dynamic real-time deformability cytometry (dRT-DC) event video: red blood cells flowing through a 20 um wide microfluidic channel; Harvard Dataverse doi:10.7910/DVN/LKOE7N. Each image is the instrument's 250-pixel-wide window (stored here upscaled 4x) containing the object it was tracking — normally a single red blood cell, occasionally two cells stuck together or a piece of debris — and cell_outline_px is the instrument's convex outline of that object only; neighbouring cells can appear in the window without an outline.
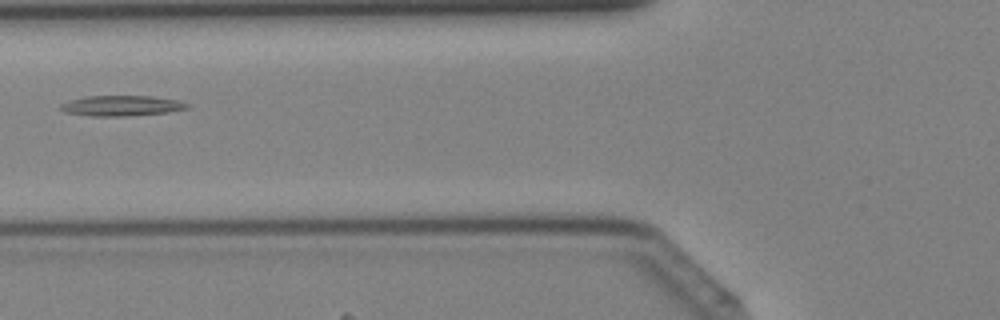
{"species": "Egyptian fruit bat (a non-hibernating species)", "species_latin": "Rousettus aegyptiacus", "temperature_condition": "cold", "stored_images_in_passage": 40, "camera_frame_rate_fps": 3000, "um_per_image_px": 0.085, "animal": {"sex": "female"}, "frame": {"image": 1, "passage_image": 15, "time_ms": 4.667, "image_size_px": [1000, 320], "cell_outline_px": [[192, 104], [188, 108], [168, 112], [124, 116], [88, 116], [64, 112], [60, 108], [60, 104], [68, 100], [88, 96], [152, 96], [180, 100]], "centroid_in_image_um": [10.35, 8.98], "position_along_channel_um": 115.5, "area_um2": 15.2}}
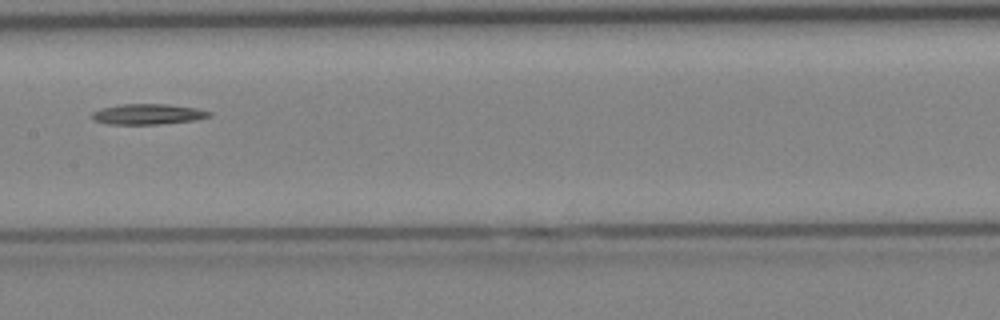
{"frame": {"image": 2, "passage_image": 20, "time_ms": 6.333, "image_size_px": [1000, 320], "cell_outline_px": [[212, 116], [196, 120], [160, 124], [108, 124], [92, 120], [92, 112], [100, 108], [120, 104], [168, 104], [196, 108], [212, 112]], "centroid_in_image_um": [12.57, 9.7], "position_along_channel_um": 194.8, "area_um2": 14.16}}
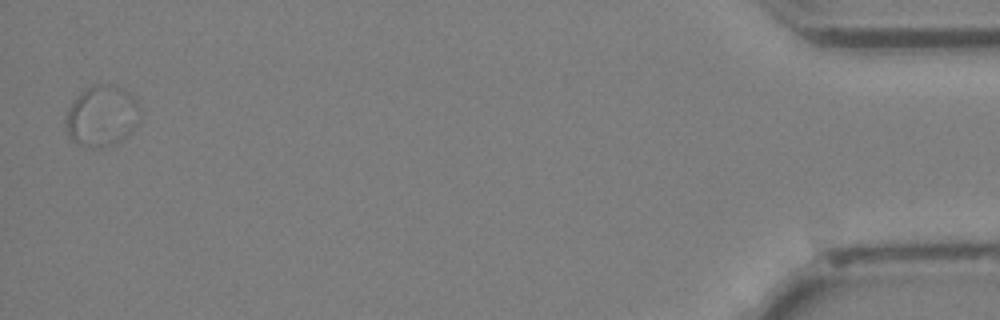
{"frame": {"image": 3, "passage_image": 40, "time_ms": 13.0, "image_size_px": [1000, 320], "cell_outline_px": [[140, 124], [128, 136], [116, 144], [100, 148], [92, 148], [76, 144], [68, 136], [64, 128], [64, 116], [72, 100], [84, 88], [92, 84], [116, 84], [128, 92], [140, 104]], "centroid_in_image_um": [8.65, 9.86], "position_along_channel_um": 426.6, "area_um2": 27.57}}